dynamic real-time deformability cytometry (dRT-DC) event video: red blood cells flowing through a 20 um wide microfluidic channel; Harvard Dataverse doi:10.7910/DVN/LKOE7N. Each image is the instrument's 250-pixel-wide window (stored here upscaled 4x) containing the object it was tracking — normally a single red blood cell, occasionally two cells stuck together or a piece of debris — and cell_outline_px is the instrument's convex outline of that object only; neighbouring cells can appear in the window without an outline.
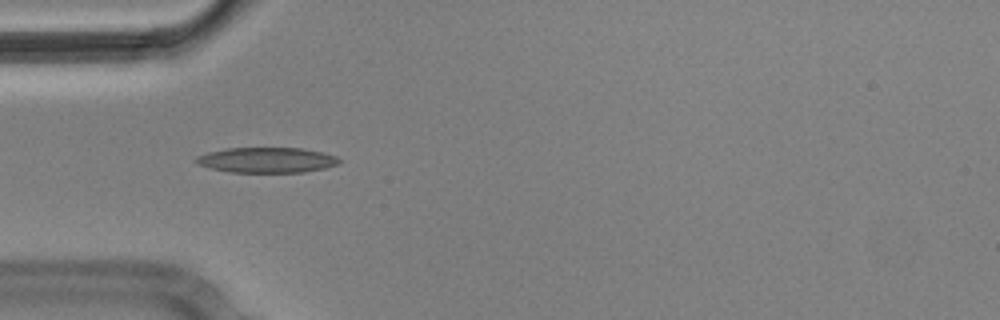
{"species": "Egyptian fruit bat (a non-hibernating species)", "species_latin": "Rousettus aegyptiacus", "temperature_condition": "cold", "stored_images_in_passage": 5, "camera_frame_rate_fps": 3000, "um_per_image_px": 0.085, "animal": {"sex": "male"}, "frame": {"image": 1, "passage_image": 5, "time_ms": 1.333, "image_size_px": [1000, 320], "cell_outline_px": [[340, 164], [324, 168], [304, 172], [232, 172], [212, 168], [196, 164], [192, 160], [196, 156], [208, 152], [228, 148], [304, 148], [324, 152], [336, 156], [340, 160]], "centroid_in_image_um": [22.68, 13.6], "position_along_channel_um": 62.3, "area_um2": 21.21}}